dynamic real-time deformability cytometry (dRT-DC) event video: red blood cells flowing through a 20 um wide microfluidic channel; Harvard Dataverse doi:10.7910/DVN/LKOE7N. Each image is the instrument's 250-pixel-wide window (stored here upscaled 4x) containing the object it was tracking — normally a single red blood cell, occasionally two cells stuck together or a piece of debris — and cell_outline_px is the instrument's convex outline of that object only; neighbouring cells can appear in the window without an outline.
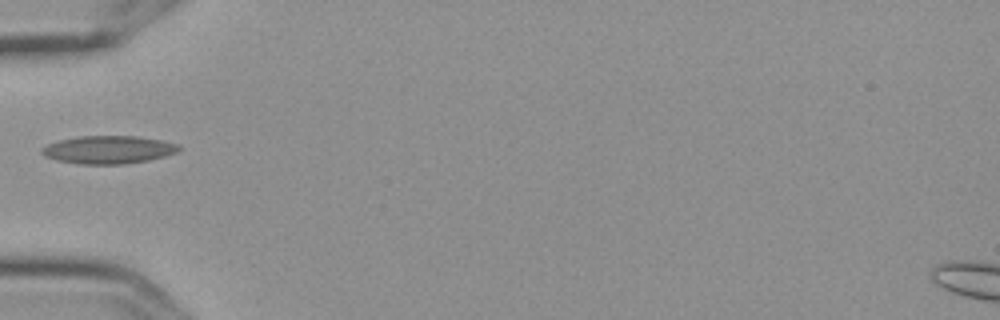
{"species": "Egyptian fruit bat (a non-hibernating species)", "species_latin": "Rousettus aegyptiacus", "temperature_condition": "cold", "stored_images_in_passage": 1, "camera_frame_rate_fps": 3000, "um_per_image_px": 0.085, "frame": {"image": 1, "passage_image": 1, "time_ms": 0.0, "image_size_px": [1000, 320], "cell_outline_px": [[180, 148], [176, 152], [164, 156], [148, 160], [124, 164], [80, 164], [56, 160], [44, 156], [40, 152], [40, 148], [48, 144], [60, 140], [76, 136], [136, 136], [160, 140], [180, 144]], "centroid_in_image_um": [9.18, 12.72], "position_along_channel_um": 75.8, "area_um2": 22.31}}